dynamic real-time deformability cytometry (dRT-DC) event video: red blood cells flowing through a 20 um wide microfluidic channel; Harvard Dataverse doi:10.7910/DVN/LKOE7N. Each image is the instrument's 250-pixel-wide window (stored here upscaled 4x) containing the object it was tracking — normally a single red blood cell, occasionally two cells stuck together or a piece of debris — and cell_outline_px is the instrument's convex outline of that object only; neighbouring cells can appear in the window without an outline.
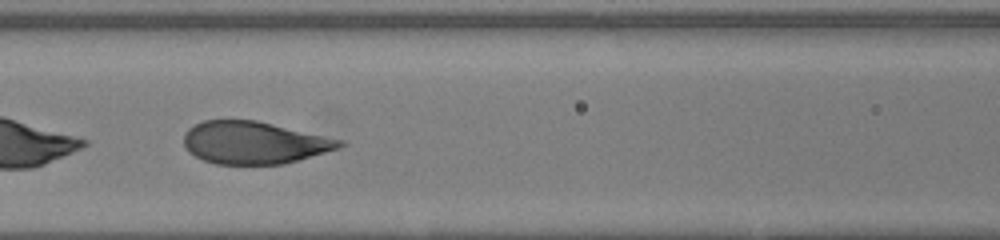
{"species": "human", "species_latin": "Homo sapiens", "temperature_condition": "warm", "stored_images_in_passage": 36, "camera_frame_rate_fps": 3000, "um_per_image_px": 0.085, "donor": {"sex": "female"}, "frame": {"image": 1, "passage_image": 17, "time_ms": 5.333, "image_size_px": [1000, 240], "cell_outline_px": [[344, 144], [340, 148], [284, 164], [216, 164], [204, 160], [188, 152], [184, 144], [184, 132], [188, 128], [204, 120], [256, 120], [344, 140]], "centroid_in_image_um": [21.59, 12.12], "position_along_channel_um": 145.0, "area_um2": 38.44}}
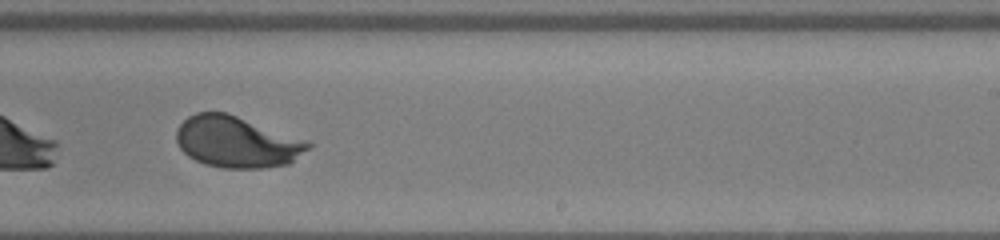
{"frame": {"image": 2, "passage_image": 26, "time_ms": 8.333, "image_size_px": [1000, 240], "cell_outline_px": [[312, 148], [288, 164], [264, 168], [224, 168], [204, 164], [188, 156], [180, 148], [176, 140], [176, 128], [188, 116], [196, 112], [228, 112], [308, 140], [312, 144]], "centroid_in_image_um": [20.15, 12.06], "position_along_channel_um": 268.8, "area_um2": 39.82}}
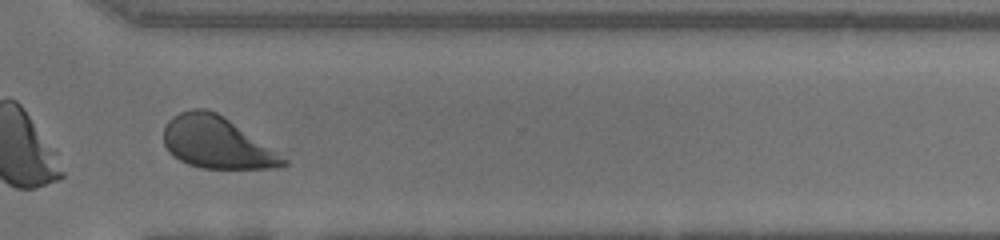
{"frame": {"image": 3, "passage_image": 32, "time_ms": 10.333, "image_size_px": [1000, 240], "cell_outline_px": [[288, 164], [280, 168], [200, 168], [188, 164], [172, 156], [168, 152], [164, 144], [164, 128], [168, 120], [172, 116], [180, 112], [192, 108], [208, 108], [216, 112], [288, 160]], "centroid_in_image_um": [18.36, 12.12], "position_along_channel_um": 352.2, "area_um2": 35.6}, "authors_computed_cell_mechanics": {"area_um2": 40.1421, "velocity_mm_per_s": 4.1406, "shape_relaxation_time_tau1_ms": 3.0064, "shape_relaxation_time_tau2_ms": null, "deformation_change_tau1": 0.1712, "deformation_change_tau2": null}}